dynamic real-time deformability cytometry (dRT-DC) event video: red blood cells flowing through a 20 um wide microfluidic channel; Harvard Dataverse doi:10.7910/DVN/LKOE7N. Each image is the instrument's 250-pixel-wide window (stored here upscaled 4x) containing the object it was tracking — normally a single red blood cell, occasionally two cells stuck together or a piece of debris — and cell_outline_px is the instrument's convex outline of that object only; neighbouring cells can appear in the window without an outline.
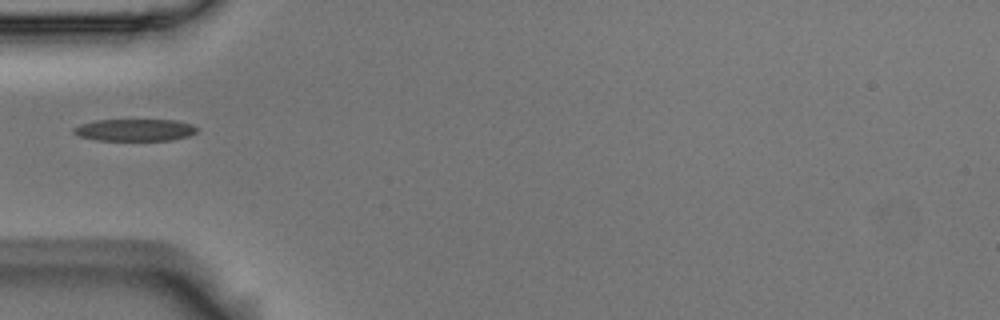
{"species": "Egyptian fruit bat (a non-hibernating species)", "species_latin": "Rousettus aegyptiacus", "temperature_condition": "room temperature", "stored_images_in_passage": 5, "segment_of_instrument_passage": [2, 2], "camera_frame_rate_fps": 3000, "um_per_image_px": 0.085, "animal": {"sex": "male"}, "frame": {"image": 1, "passage_image": 5, "time_ms": 1.333, "image_size_px": [1000, 320], "cell_outline_px": [[196, 132], [188, 136], [172, 140], [96, 140], [80, 136], [72, 132], [72, 128], [80, 124], [96, 120], [176, 120], [192, 124], [196, 128]], "centroid_in_image_um": [11.44, 11.04], "position_along_channel_um": 73.6, "area_um2": 15.78}}